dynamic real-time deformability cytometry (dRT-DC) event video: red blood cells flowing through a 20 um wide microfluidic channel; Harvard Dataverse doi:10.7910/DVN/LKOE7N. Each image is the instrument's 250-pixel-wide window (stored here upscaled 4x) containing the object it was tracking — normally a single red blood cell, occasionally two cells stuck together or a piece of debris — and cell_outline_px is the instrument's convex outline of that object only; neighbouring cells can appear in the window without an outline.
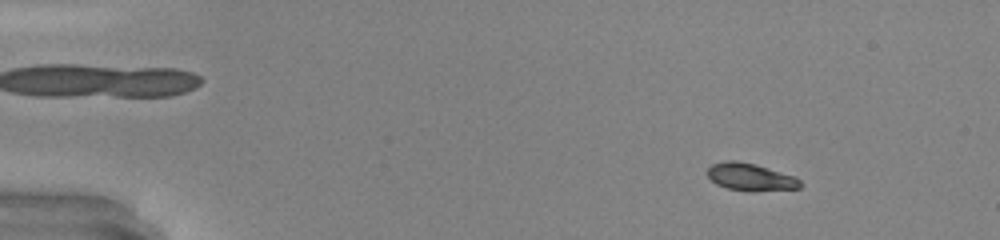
{"species": "common noctule bat (a hibernating species)", "species_latin": "Nyctalus noctula", "temperature_condition": "warm", "stored_images_in_passage": 15, "camera_frame_rate_fps": 3000, "um_per_image_px": 0.085, "animal": {"sex": "male", "body_mass_g": 20.0, "forearm_length_mm": 53.3}, "frame": {"image": 1, "passage_image": 7, "time_ms": 2.0, "image_size_px": [1000, 240], "cell_outline_px": [[804, 184], [800, 188], [728, 188], [716, 184], [708, 176], [708, 168], [712, 164], [728, 160], [736, 160], [756, 164], [796, 176]], "centroid_in_image_um": [63.79, 14.97], "position_along_channel_um": 21.2, "area_um2": 13.99}}